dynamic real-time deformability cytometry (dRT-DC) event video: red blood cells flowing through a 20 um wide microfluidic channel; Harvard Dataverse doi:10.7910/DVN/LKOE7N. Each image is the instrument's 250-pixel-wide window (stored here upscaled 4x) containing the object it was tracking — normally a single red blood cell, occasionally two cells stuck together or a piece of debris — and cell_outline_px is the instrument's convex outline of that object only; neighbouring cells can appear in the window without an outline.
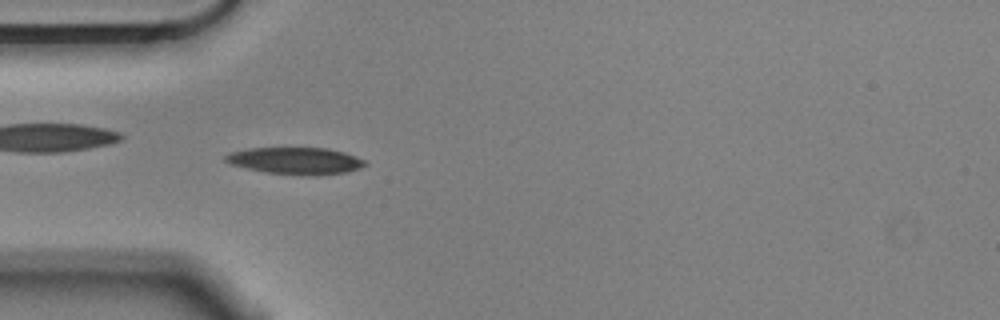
{"species": "Egyptian fruit bat (a non-hibernating species)", "species_latin": "Rousettus aegyptiacus", "temperature_condition": "cold", "stored_images_in_passage": 55, "camera_frame_rate_fps": 3000, "um_per_image_px": 0.085, "animal": {"sex": "male"}, "frame": {"image": 1, "passage_image": 15, "time_ms": 4.667, "image_size_px": [1000, 320], "cell_outline_px": [[368, 164], [360, 168], [348, 172], [316, 176], [312, 176], [268, 172], [228, 164], [224, 160], [224, 156], [228, 152], [248, 148], [328, 148], [344, 152], [356, 156], [364, 160]], "centroid_in_image_um": [25.13, 13.66], "position_along_channel_um": 59.9, "area_um2": 22.02}}
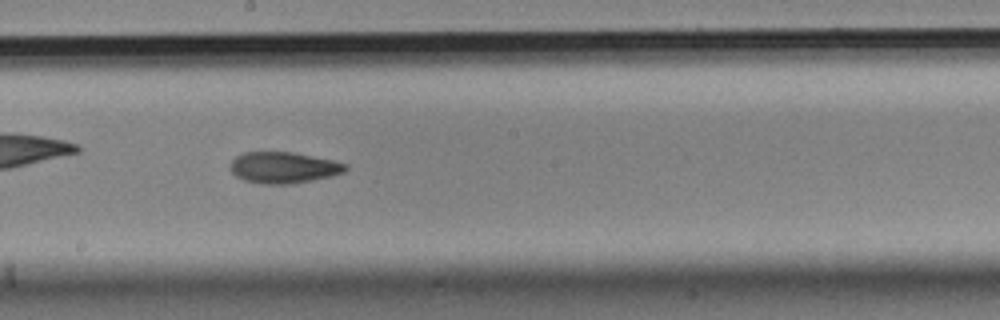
{"frame": {"image": 2, "passage_image": 29, "time_ms": 9.333, "image_size_px": [1000, 320], "cell_outline_px": [[348, 168], [344, 172], [332, 176], [292, 184], [260, 184], [244, 180], [236, 176], [228, 168], [232, 160], [236, 156], [244, 152], [292, 152], [332, 160], [348, 164]], "centroid_in_image_um": [24.08, 14.25], "position_along_channel_um": 224.1, "area_um2": 21.1}}
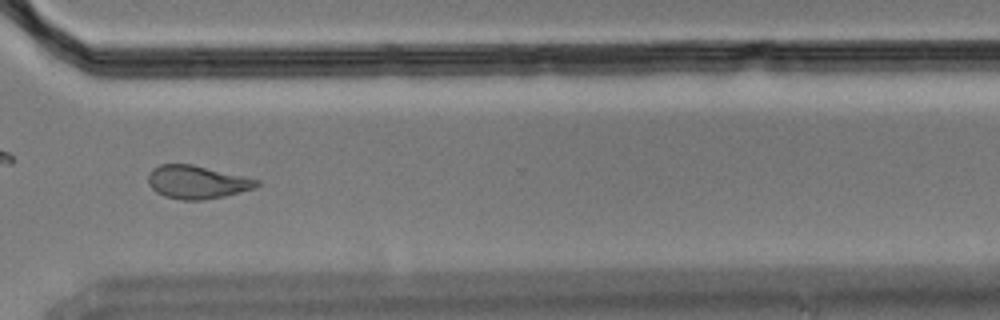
{"frame": {"image": 3, "passage_image": 40, "time_ms": 13.0, "image_size_px": [1000, 320], "cell_outline_px": [[260, 184], [256, 188], [224, 196], [204, 200], [180, 200], [164, 196], [156, 192], [148, 184], [148, 172], [152, 168], [160, 164], [192, 164], [244, 176], [260, 180]], "centroid_in_image_um": [16.73, 15.48], "position_along_channel_um": 353.9, "area_um2": 21.15}, "authors_computed_cell_mechanics": {"area_um2": 21.1548, "velocity_mm_per_s": 3.5436, "shape_relaxation_time_tau1_ms": 7.1598, "shape_relaxation_time_tau2_ms": 7.0594, "deformation_change_tau1": 0.17, "deformation_change_tau2": 0.1392}}